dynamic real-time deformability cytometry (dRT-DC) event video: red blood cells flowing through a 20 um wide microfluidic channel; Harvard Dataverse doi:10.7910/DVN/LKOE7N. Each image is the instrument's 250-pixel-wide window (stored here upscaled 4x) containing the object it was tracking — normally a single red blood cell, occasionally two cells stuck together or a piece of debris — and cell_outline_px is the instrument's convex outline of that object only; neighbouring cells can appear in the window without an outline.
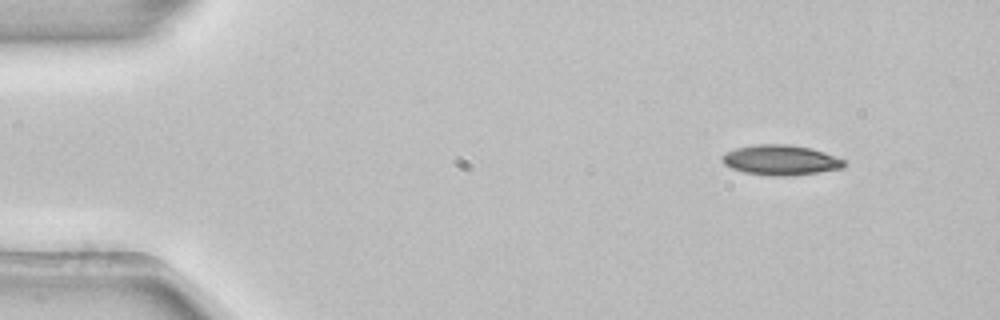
{"species": "common noctule bat (a hibernating species)", "species_latin": "Nyctalus noctula", "temperature_condition": "room temperature", "stored_images_in_passage": 4, "camera_frame_rate_fps": 3000, "um_per_image_px": 0.085, "animal": {"sex": "female", "body_mass_g": 22.7, "forearm_length_mm": 54.2}, "frame": {"image": 1, "passage_image": 1, "time_ms": 0.0, "image_size_px": [1000, 320], "cell_outline_px": [[848, 164], [844, 168], [788, 176], [772, 176], [744, 172], [732, 168], [724, 164], [720, 156], [736, 148], [756, 144], [788, 144], [812, 148], [848, 160]], "centroid_in_image_um": [66.41, 13.6], "position_along_channel_um": 18.6, "area_um2": 21.56}}
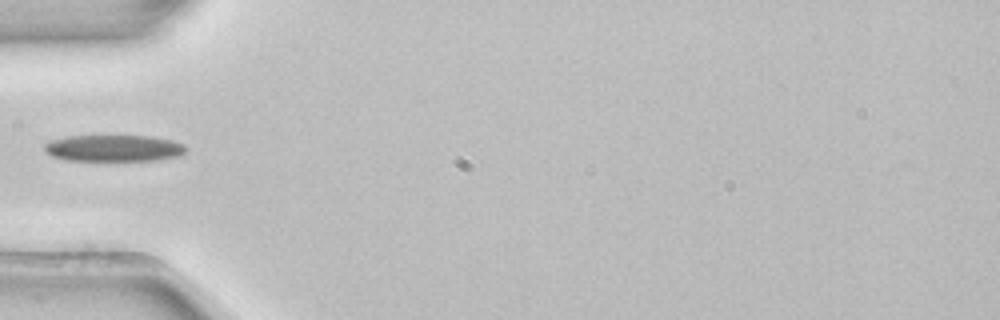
{"frame": {"image": 2, "passage_image": 4, "time_ms": 1.0, "image_size_px": [1000, 320], "cell_outline_px": [[188, 152], [184, 156], [156, 160], [68, 160], [52, 156], [44, 148], [44, 144], [52, 140], [68, 136], [152, 136], [172, 140], [184, 144], [188, 148]], "centroid_in_image_um": [9.78, 12.59], "position_along_channel_um": 75.2, "area_um2": 22.02}}